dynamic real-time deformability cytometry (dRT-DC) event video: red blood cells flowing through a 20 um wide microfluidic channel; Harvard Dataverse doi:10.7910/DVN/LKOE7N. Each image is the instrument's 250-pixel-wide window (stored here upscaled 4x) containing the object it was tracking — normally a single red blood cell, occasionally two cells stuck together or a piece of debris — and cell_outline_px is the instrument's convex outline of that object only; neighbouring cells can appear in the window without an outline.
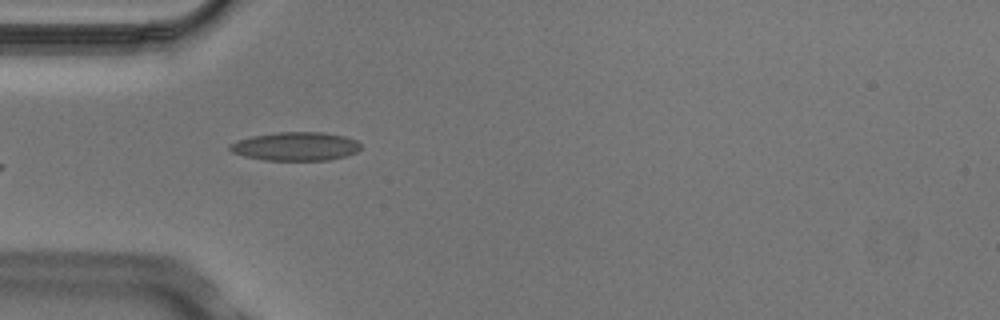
{"species": "Egyptian fruit bat (a non-hibernating species)", "species_latin": "Rousettus aegyptiacus", "temperature_condition": "cold", "stored_images_in_passage": 7, "camera_frame_rate_fps": 3000, "um_per_image_px": 0.085, "animal": {"sex": "male"}, "frame": {"image": 1, "passage_image": 6, "time_ms": 1.667, "image_size_px": [1000, 320], "cell_outline_px": [[360, 148], [356, 152], [344, 156], [328, 160], [264, 160], [244, 156], [232, 152], [228, 148], [228, 144], [236, 140], [252, 136], [280, 132], [324, 132], [344, 136], [356, 140], [360, 144]], "centroid_in_image_um": [25.09, 12.44], "position_along_channel_um": 59.9, "area_um2": 21.79}}